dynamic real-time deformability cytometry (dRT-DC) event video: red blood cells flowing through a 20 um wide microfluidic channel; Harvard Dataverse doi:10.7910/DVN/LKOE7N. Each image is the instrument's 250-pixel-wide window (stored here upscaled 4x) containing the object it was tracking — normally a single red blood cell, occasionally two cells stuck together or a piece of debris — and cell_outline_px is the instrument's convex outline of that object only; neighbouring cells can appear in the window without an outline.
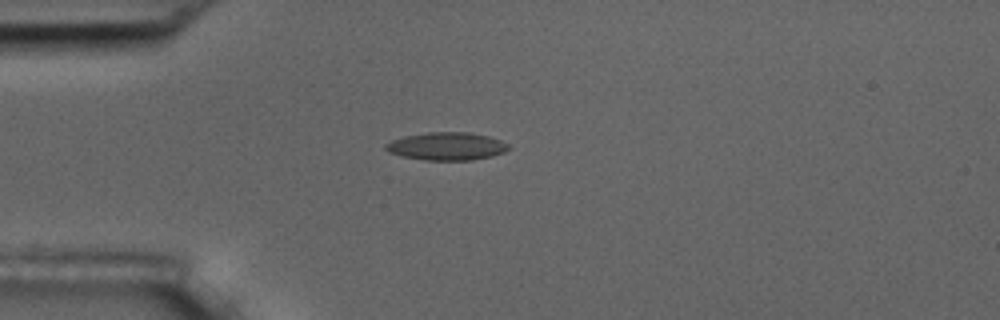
{"species": "common noctule bat (a hibernating species)", "species_latin": "Nyctalus noctula", "temperature_condition": "room temperature", "stored_images_in_passage": 8, "camera_frame_rate_fps": 3000, "um_per_image_px": 0.085, "animal": {"sex": "male", "body_mass_g": 17.5, "forearm_length_mm": 52.3}, "frame": {"image": 1, "passage_image": 4, "time_ms": 3.667, "image_size_px": [1000, 320], "cell_outline_px": [[512, 148], [504, 152], [492, 156], [472, 160], [424, 160], [404, 156], [388, 152], [384, 148], [384, 144], [392, 140], [404, 136], [428, 132], [468, 132], [488, 136], [500, 140], [508, 144]], "centroid_in_image_um": [37.98, 12.43], "position_along_channel_um": 47.0, "area_um2": 20.0}}
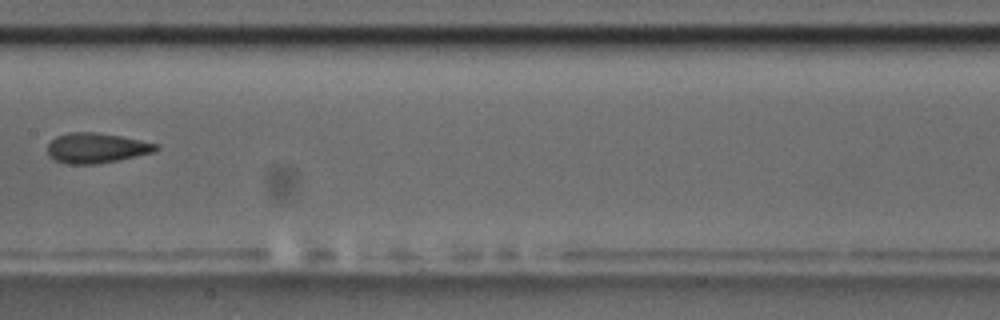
{"frame": {"image": 2, "passage_image": 8, "time_ms": 8.333, "image_size_px": [1000, 320], "cell_outline_px": [[160, 148], [152, 152], [116, 160], [96, 164], [68, 164], [56, 160], [48, 156], [48, 144], [56, 136], [68, 132], [96, 132], [120, 136], [160, 144]], "centroid_in_image_um": [8.17, 12.57], "position_along_channel_um": 199.2, "area_um2": 18.9}}